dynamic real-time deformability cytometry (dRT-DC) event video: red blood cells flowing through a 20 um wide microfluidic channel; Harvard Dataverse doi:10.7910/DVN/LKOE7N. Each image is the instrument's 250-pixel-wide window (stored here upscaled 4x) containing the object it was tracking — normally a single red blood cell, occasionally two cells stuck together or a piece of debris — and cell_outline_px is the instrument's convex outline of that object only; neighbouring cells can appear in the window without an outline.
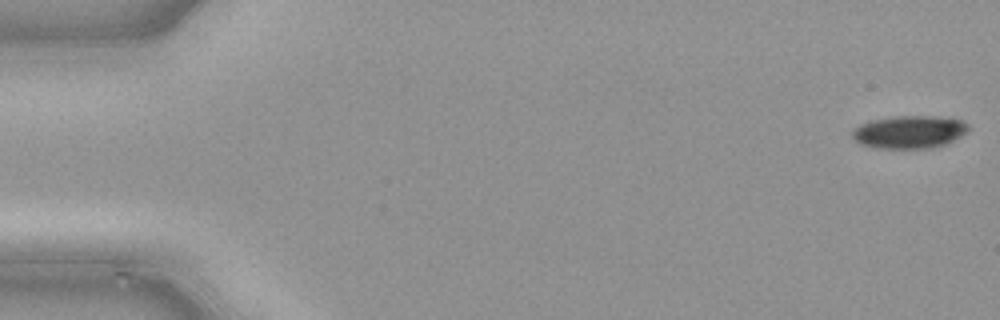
{"species": "common noctule bat (a hibernating species)", "species_latin": "Nyctalus noctula", "temperature_condition": "cold", "stored_images_in_passage": 48, "camera_frame_rate_fps": 3000, "um_per_image_px": 0.085, "animal": {"sex": "male", "body_mass_g": 21.5, "forearm_length_mm": 52.0}, "frame": {"image": 1, "passage_image": 1, "time_ms": 0.0, "image_size_px": [1000, 320], "cell_outline_px": [[968, 132], [944, 144], [932, 148], [880, 148], [860, 144], [852, 136], [852, 132], [860, 124], [872, 120], [892, 116], [932, 116], [960, 120], [968, 124]], "centroid_in_image_um": [77.29, 11.21], "position_along_channel_um": 7.7, "area_um2": 21.91}}
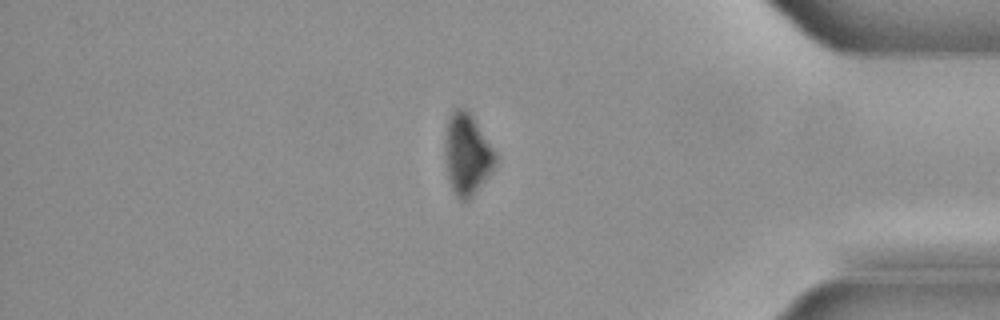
{"frame": {"image": 2, "passage_image": 41, "time_ms": 13.333, "image_size_px": [1000, 320], "cell_outline_px": [[500, 156], [492, 172], [472, 196], [468, 200], [460, 200], [456, 196], [452, 188], [448, 176], [444, 156], [444, 140], [448, 120], [452, 112], [456, 108], [464, 108], [472, 116]], "centroid_in_image_um": [39.73, 13.12], "position_along_channel_um": 395.5, "area_um2": 24.16}}
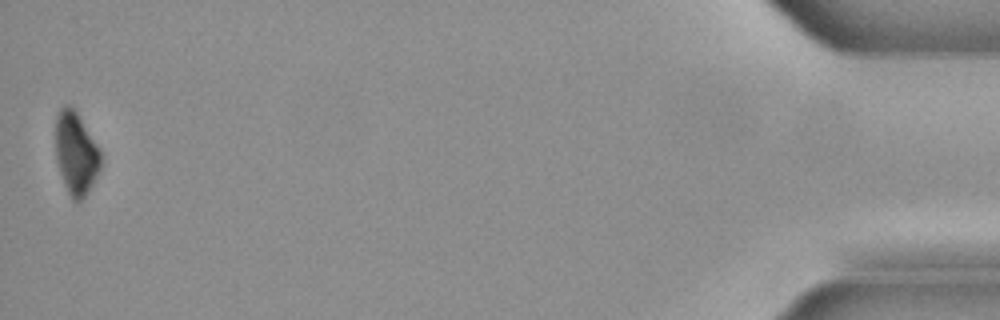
{"frame": {"image": 3, "passage_image": 48, "time_ms": 15.667, "image_size_px": [1000, 320], "cell_outline_px": [[104, 160], [96, 176], [84, 196], [80, 200], [72, 200], [64, 184], [60, 172], [56, 156], [56, 116], [60, 108], [64, 104], [68, 104], [76, 112], [100, 148]], "centroid_in_image_um": [6.47, 13.0], "position_along_channel_um": 428.7, "area_um2": 21.56}}